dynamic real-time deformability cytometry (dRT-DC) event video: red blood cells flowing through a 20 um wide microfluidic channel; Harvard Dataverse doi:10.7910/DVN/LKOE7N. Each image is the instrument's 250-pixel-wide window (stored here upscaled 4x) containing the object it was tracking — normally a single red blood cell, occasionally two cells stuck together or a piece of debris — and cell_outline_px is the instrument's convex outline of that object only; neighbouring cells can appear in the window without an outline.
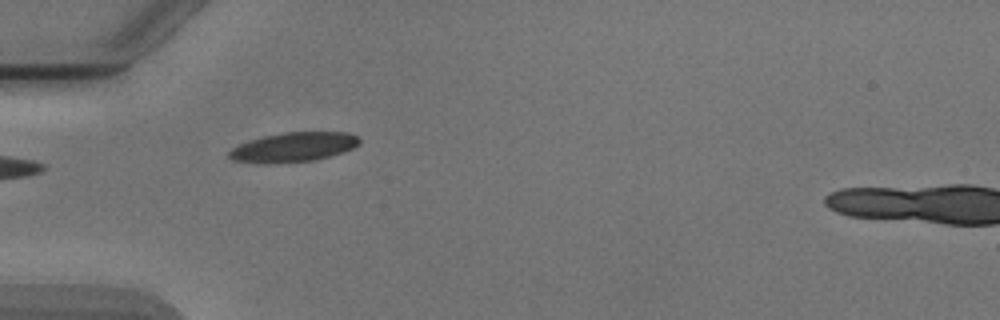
{"species": "Egyptian fruit bat (a non-hibernating species)", "species_latin": "Rousettus aegyptiacus", "temperature_condition": "cold", "stored_images_in_passage": 6, "camera_frame_rate_fps": 3000, "um_per_image_px": 0.085, "animal": {"sex": "male"}, "frame": {"image": 1, "passage_image": 5, "time_ms": 5.0, "image_size_px": [1000, 320], "cell_outline_px": [[360, 144], [352, 148], [328, 156], [312, 160], [268, 164], [232, 160], [228, 156], [228, 152], [232, 148], [240, 144], [264, 136], [284, 132], [348, 132], [360, 136]], "centroid_in_image_um": [24.95, 12.5], "position_along_channel_um": 60.0, "area_um2": 22.2}}
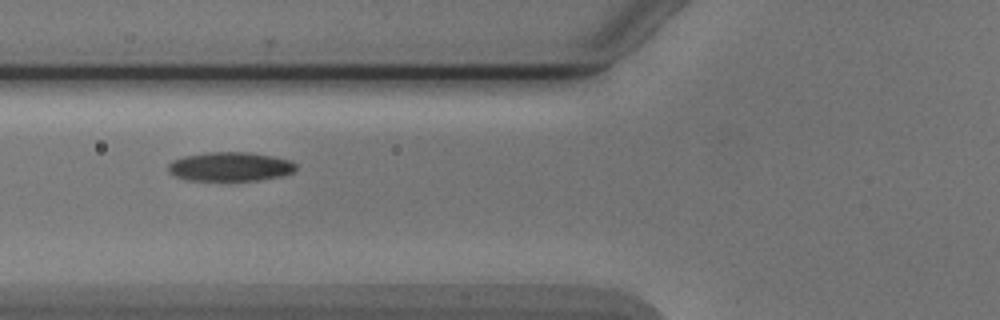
{"frame": {"image": 2, "passage_image": 6, "time_ms": 6.333, "image_size_px": [1000, 320], "cell_outline_px": [[296, 168], [292, 172], [284, 176], [260, 180], [188, 180], [176, 176], [168, 172], [168, 164], [172, 160], [184, 156], [204, 152], [248, 152], [272, 156], [292, 160], [296, 164]], "centroid_in_image_um": [19.57, 14.16], "position_along_channel_um": 106.2, "area_um2": 21.79}}